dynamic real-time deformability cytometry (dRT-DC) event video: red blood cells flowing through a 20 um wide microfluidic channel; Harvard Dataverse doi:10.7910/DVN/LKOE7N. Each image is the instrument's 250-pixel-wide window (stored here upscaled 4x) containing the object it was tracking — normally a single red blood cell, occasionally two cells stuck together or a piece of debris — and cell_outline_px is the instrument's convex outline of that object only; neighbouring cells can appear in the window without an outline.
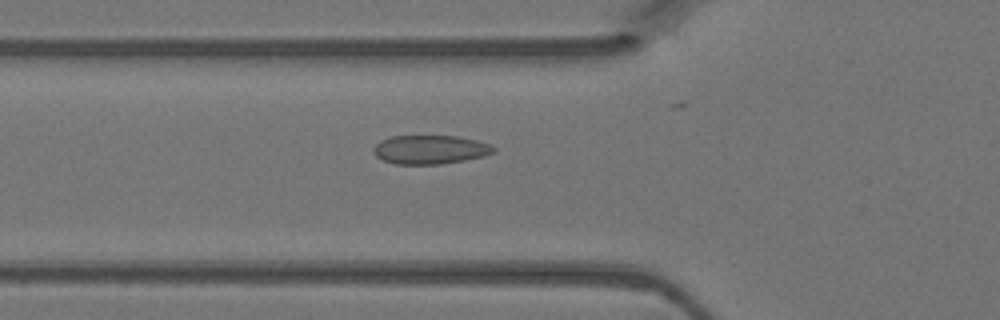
{"species": "Egyptian fruit bat (a non-hibernating species)", "species_latin": "Rousettus aegyptiacus", "temperature_condition": "warm", "stored_images_in_passage": 38, "camera_frame_rate_fps": 3000, "um_per_image_px": 0.085, "animal": {"sex": "female"}, "frame": {"image": 1, "passage_image": 17, "time_ms": 5.333, "image_size_px": [1000, 320], "cell_outline_px": [[496, 152], [484, 156], [464, 160], [440, 164], [392, 164], [376, 156], [372, 152], [372, 148], [380, 140], [388, 136], [456, 136], [476, 140], [488, 144], [496, 148]], "centroid_in_image_um": [36.53, 12.71], "position_along_channel_um": 89.3, "area_um2": 20.29}}
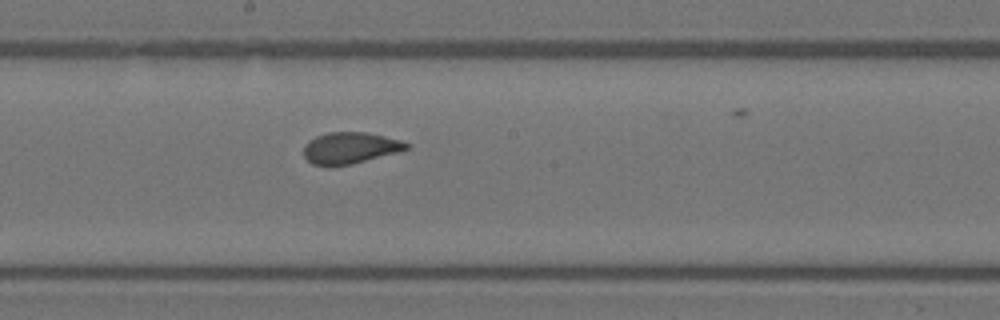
{"frame": {"image": 2, "passage_image": 26, "time_ms": 8.333, "image_size_px": [1000, 320], "cell_outline_px": [[412, 144], [408, 148], [396, 152], [352, 164], [332, 168], [328, 168], [312, 164], [304, 156], [304, 144], [308, 140], [316, 136], [328, 132], [364, 132], [384, 136], [400, 140]], "centroid_in_image_um": [29.7, 12.6], "position_along_channel_um": 218.5, "area_um2": 19.07}}
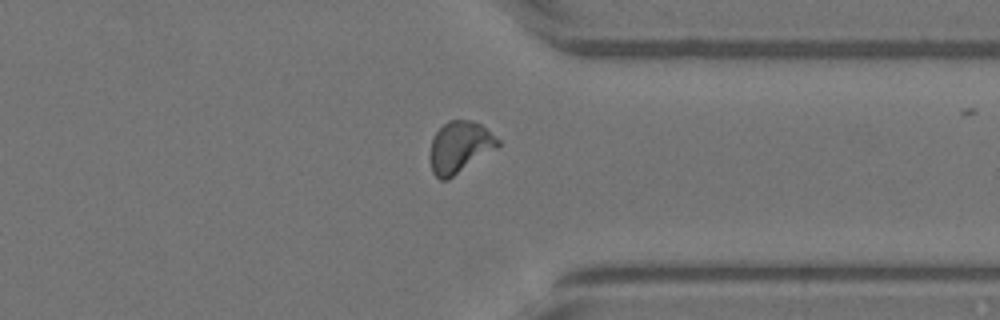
{"frame": {"image": 3, "passage_image": 37, "time_ms": 12.0, "image_size_px": [1000, 320], "cell_outline_px": [[500, 144], [496, 148], [448, 180], [440, 180], [432, 172], [428, 156], [432, 140], [436, 132], [448, 120], [472, 120], [480, 124], [500, 140]], "centroid_in_image_um": [39.04, 12.51], "position_along_channel_um": 372.4, "area_um2": 20.35}}